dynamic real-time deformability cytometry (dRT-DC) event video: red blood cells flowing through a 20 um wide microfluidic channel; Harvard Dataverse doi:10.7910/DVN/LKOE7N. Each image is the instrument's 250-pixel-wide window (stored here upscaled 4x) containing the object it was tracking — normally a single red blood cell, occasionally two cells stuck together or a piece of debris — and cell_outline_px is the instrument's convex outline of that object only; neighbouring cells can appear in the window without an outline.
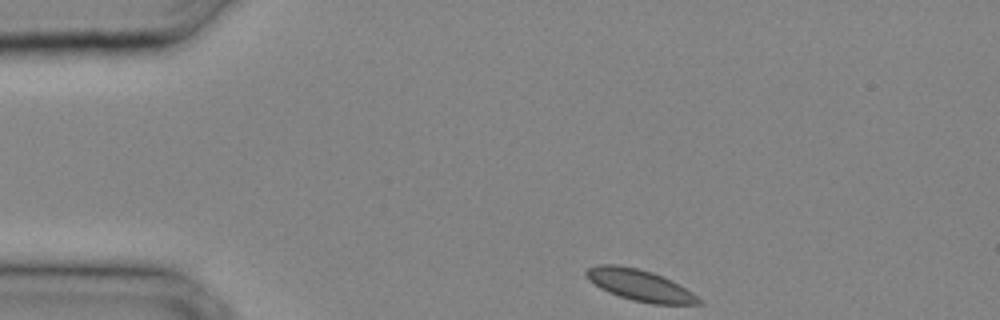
{"species": "common noctule bat (a hibernating species)", "species_latin": "Nyctalus noctula", "temperature_condition": "cold", "stored_images_in_passage": 25, "camera_frame_rate_fps": 3000, "um_per_image_px": 0.085, "animal": {"sex": "male", "body_mass_g": 20.4}, "frame": {"image": 1, "passage_image": 1, "time_ms": 0.0, "image_size_px": [1000, 320], "cell_outline_px": [[704, 304], [652, 304], [632, 300], [608, 292], [600, 288], [588, 280], [584, 276], [584, 272], [588, 268], [596, 264], [616, 264], [636, 268], [652, 272], [692, 292]], "centroid_in_image_um": [54.3, 24.24], "position_along_channel_um": 30.7, "area_um2": 20.29}}
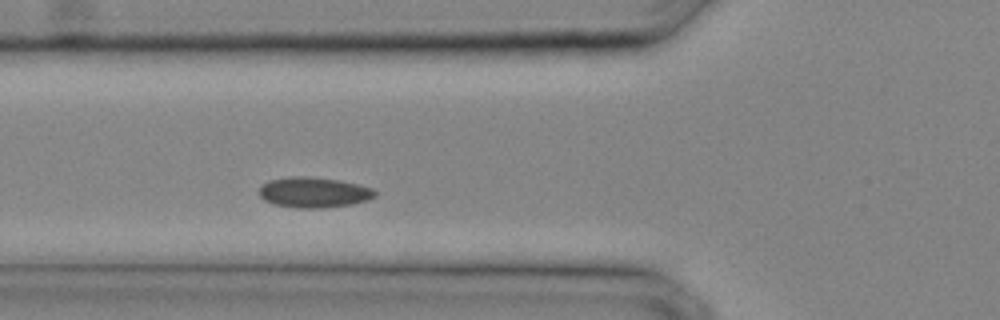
{"frame": {"image": 2, "passage_image": 7, "time_ms": 2.0, "image_size_px": [1000, 320], "cell_outline_px": [[376, 196], [368, 200], [352, 204], [320, 208], [296, 208], [272, 204], [264, 200], [256, 192], [260, 184], [268, 180], [288, 176], [308, 176], [340, 180], [372, 188], [376, 192]], "centroid_in_image_um": [26.6, 16.34], "position_along_channel_um": 99.2, "area_um2": 20.92}}
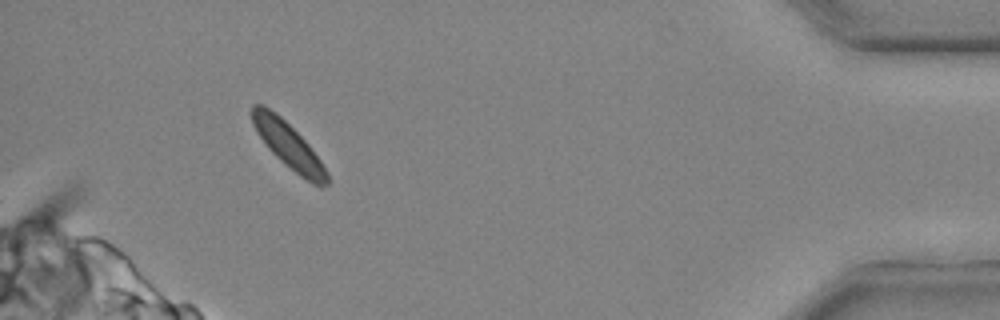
{"frame": {"image": 3, "passage_image": 25, "time_ms": 8.0, "image_size_px": [1000, 320], "cell_outline_px": [[328, 184], [312, 184], [300, 176], [280, 160], [268, 148], [256, 132], [252, 124], [252, 104], [264, 104], [276, 112], [308, 144], [320, 160], [328, 172]], "centroid_in_image_um": [24.48, 12.32], "position_along_channel_um": 410.7, "area_um2": 19.59}}